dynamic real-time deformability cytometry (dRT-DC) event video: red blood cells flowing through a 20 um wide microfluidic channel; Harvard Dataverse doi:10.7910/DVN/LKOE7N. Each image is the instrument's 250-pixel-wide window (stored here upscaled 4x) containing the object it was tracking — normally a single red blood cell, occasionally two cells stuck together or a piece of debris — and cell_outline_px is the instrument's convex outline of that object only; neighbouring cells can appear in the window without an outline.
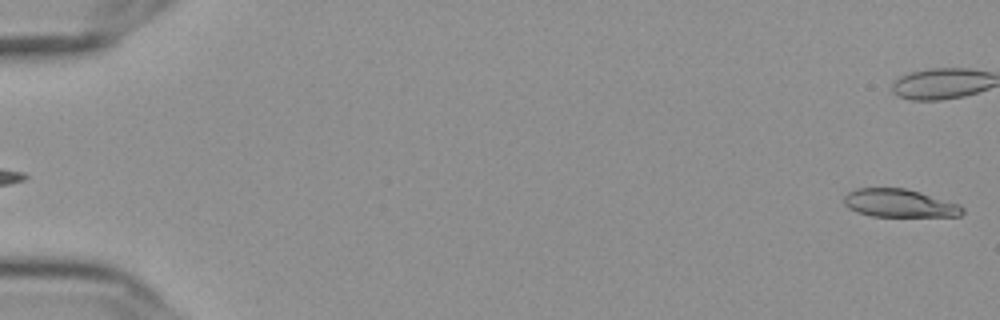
{"species": "Egyptian fruit bat (a non-hibernating species)", "species_latin": "Rousettus aegyptiacus", "temperature_condition": "cold", "stored_images_in_passage": 11, "camera_frame_rate_fps": 3000, "um_per_image_px": 0.085, "frame": {"image": 1, "passage_image": 1, "time_ms": 0.0, "image_size_px": [1000, 320], "cell_outline_px": [[964, 212], [960, 216], [872, 216], [856, 212], [848, 208], [844, 204], [844, 196], [848, 192], [856, 188], [904, 188], [920, 192], [960, 204], [964, 208]], "centroid_in_image_um": [76.44, 17.27], "position_along_channel_um": 8.6, "area_um2": 19.42}}